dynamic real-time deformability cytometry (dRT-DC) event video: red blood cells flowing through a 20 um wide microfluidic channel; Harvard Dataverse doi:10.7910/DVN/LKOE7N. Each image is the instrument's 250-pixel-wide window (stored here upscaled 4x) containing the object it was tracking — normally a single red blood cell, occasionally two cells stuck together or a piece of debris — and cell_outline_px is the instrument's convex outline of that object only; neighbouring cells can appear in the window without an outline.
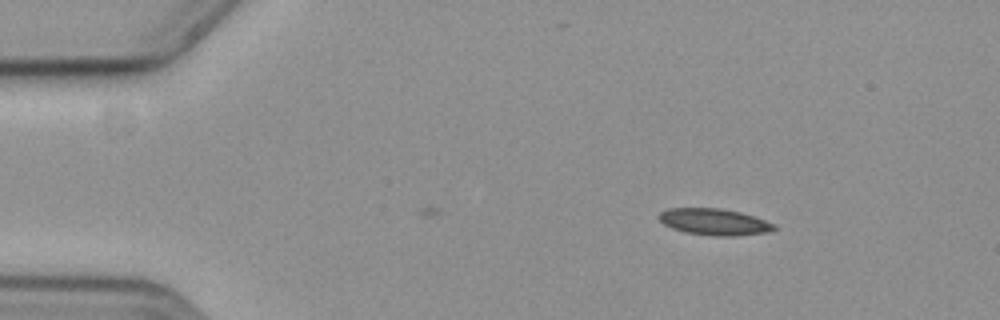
{"species": "common noctule bat (a hibernating species)", "species_latin": "Nyctalus noctula", "temperature_condition": "cold", "stored_images_in_passage": 11, "camera_frame_rate_fps": 3000, "um_per_image_px": 0.085, "animal": {"sex": "female", "body_mass_g": 19.3, "forearm_length_mm": 54.1}, "frame": {"image": 1, "passage_image": 11, "time_ms": 3.333, "image_size_px": [1000, 320], "cell_outline_px": [[780, 228], [768, 232], [736, 236], [712, 236], [684, 232], [672, 228], [664, 224], [656, 216], [660, 212], [668, 208], [720, 208], [740, 212], [776, 224]], "centroid_in_image_um": [60.72, 18.86], "position_along_channel_um": 24.3, "area_um2": 17.98}}